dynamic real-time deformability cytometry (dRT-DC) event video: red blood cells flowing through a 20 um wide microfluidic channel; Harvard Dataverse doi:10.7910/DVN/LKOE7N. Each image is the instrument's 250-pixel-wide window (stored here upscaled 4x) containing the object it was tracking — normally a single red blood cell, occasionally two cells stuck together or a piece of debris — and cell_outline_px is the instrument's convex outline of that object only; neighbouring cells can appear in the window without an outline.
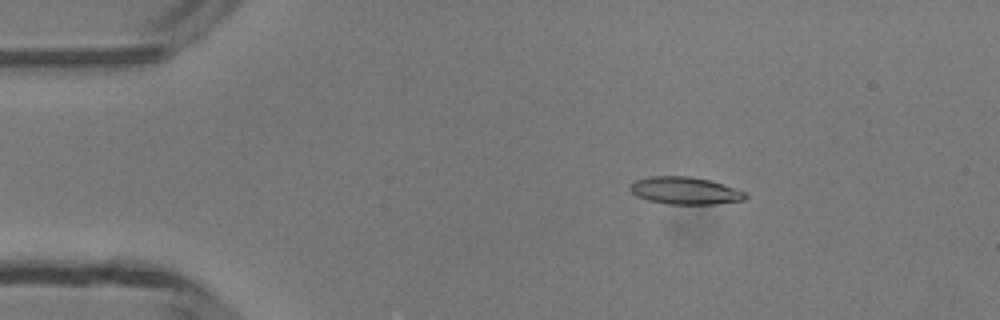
{"species": "common noctule bat (a hibernating species)", "species_latin": "Nyctalus noctula", "temperature_condition": "room temperature", "stored_images_in_passage": 5, "camera_frame_rate_fps": 3000, "um_per_image_px": 0.085, "animal": {"sex": "male", "body_mass_g": 13.3}, "frame": {"image": 1, "passage_image": 2, "time_ms": 1.0, "image_size_px": [1000, 320], "cell_outline_px": [[748, 196], [744, 200], [716, 204], [668, 204], [648, 200], [636, 196], [628, 188], [636, 180], [652, 176], [692, 176], [724, 184], [748, 192]], "centroid_in_image_um": [58.27, 16.21], "position_along_channel_um": 26.7, "area_um2": 18.5}}
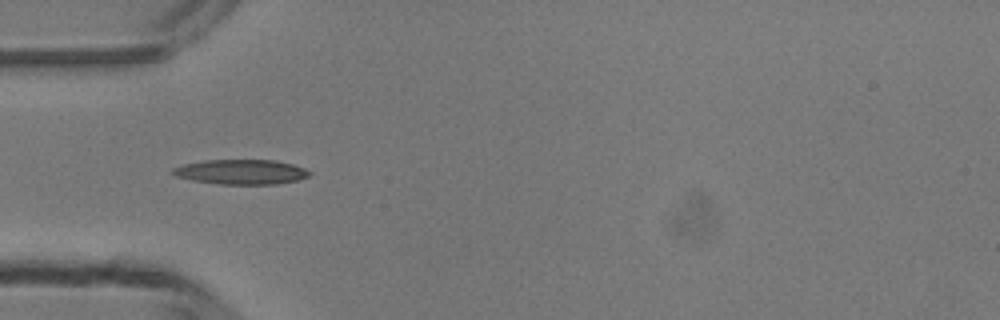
{"frame": {"image": 2, "passage_image": 4, "time_ms": 3.333, "image_size_px": [1000, 320], "cell_outline_px": [[312, 172], [308, 176], [296, 180], [276, 184], [220, 184], [192, 180], [176, 176], [168, 172], [172, 168], [184, 164], [204, 160], [272, 160], [292, 164], [304, 168]], "centroid_in_image_um": [20.45, 14.61], "position_along_channel_um": 64.6, "area_um2": 19.71}}
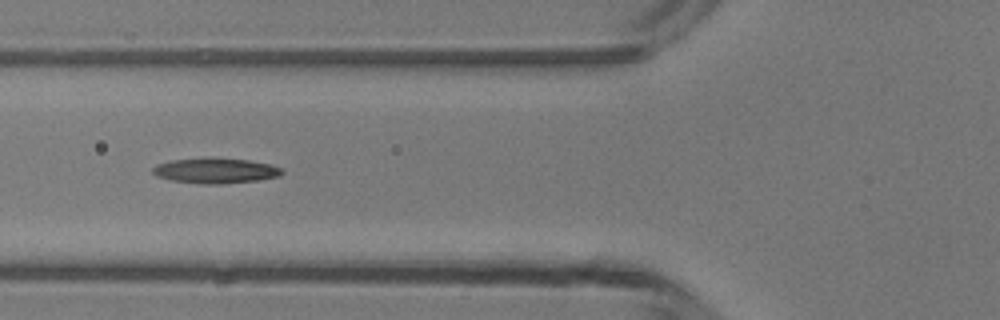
{"frame": {"image": 3, "passage_image": 5, "time_ms": 4.333, "image_size_px": [1000, 320], "cell_outline_px": [[284, 172], [280, 176], [256, 180], [220, 184], [204, 184], [172, 180], [156, 176], [152, 172], [152, 168], [156, 164], [168, 160], [208, 156], [248, 160], [272, 164], [280, 168]], "centroid_in_image_um": [18.28, 14.47], "position_along_channel_um": 107.5, "area_um2": 19.42}}